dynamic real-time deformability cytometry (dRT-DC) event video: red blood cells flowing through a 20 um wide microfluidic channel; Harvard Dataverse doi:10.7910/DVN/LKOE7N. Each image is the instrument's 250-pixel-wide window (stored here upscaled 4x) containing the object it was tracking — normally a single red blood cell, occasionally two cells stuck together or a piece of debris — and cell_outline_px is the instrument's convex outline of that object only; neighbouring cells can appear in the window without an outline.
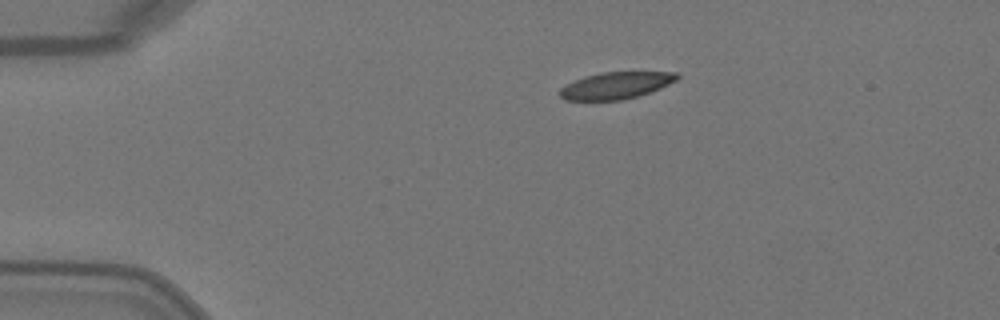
{"species": "Egyptian fruit bat (a non-hibernating species)", "species_latin": "Rousettus aegyptiacus", "temperature_condition": "warm", "stored_images_in_passage": 2, "camera_frame_rate_fps": 3000, "um_per_image_px": 0.085, "animal": {"sex": "female"}, "frame": {"image": 1, "passage_image": 1, "time_ms": 0.0, "image_size_px": [1000, 320], "cell_outline_px": [[680, 76], [676, 80], [660, 88], [636, 96], [620, 100], [564, 100], [560, 96], [560, 88], [584, 76], [600, 72], [676, 72]], "centroid_in_image_um": [52.34, 7.26], "position_along_channel_um": 32.7, "area_um2": 18.09}}